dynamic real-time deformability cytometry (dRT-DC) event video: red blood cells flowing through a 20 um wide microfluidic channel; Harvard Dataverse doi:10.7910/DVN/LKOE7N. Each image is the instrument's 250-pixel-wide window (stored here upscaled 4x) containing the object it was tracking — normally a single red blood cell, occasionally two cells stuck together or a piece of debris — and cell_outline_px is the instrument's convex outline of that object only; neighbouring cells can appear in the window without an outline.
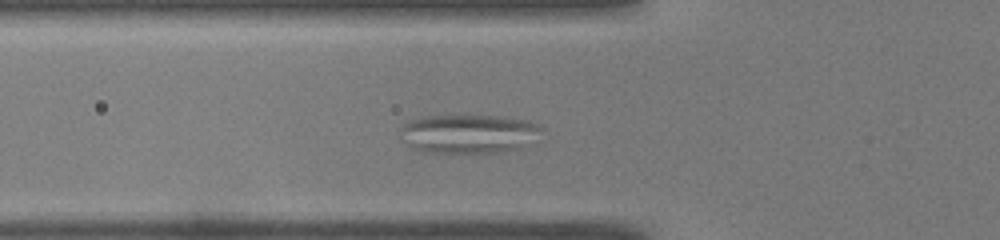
{"species": "common noctule bat (a hibernating species)", "species_latin": "Nyctalus noctula", "temperature_condition": "warm", "stored_images_in_passage": 47, "segment_of_instrument_passage": [1, 2], "camera_frame_rate_fps": 3000, "um_per_image_px": 0.085, "animal": {"sex": "male", "body_mass_g": 19.0, "forearm_length_mm": 50.8}, "frame": {"image": 1, "passage_image": 12, "time_ms": 3.667, "image_size_px": [1000, 240], "cell_outline_px": [[544, 128], [520, 148], [496, 152], [420, 152], [412, 148], [400, 140], [400, 128], [408, 120], [428, 116], [500, 116], [528, 120], [540, 124]], "centroid_in_image_um": [39.76, 11.36], "position_along_channel_um": 86.0, "area_um2": 31.91}}
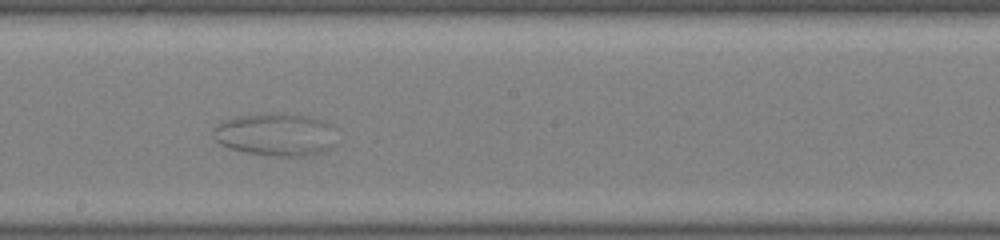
{"frame": {"image": 2, "passage_image": 23, "time_ms": 7.333, "image_size_px": [1000, 240], "cell_outline_px": [[336, 144], [332, 148], [320, 152], [304, 156], [272, 156], [244, 152], [228, 148], [220, 144], [212, 136], [212, 128], [216, 124], [224, 120], [236, 116], [264, 112], [284, 112], [308, 116], [320, 120], [328, 124]], "centroid_in_image_um": [23.35, 11.42], "position_along_channel_um": 224.9, "area_um2": 31.15}}
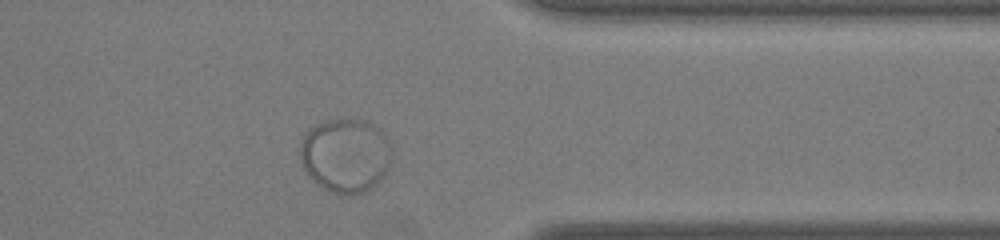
{"frame": {"image": 3, "passage_image": 36, "time_ms": 11.667, "image_size_px": [1000, 240], "cell_outline_px": [[392, 152], [388, 168], [384, 176], [372, 188], [348, 196], [332, 192], [316, 184], [308, 176], [300, 160], [300, 144], [308, 128], [324, 120], [364, 120], [380, 128], [384, 132], [392, 148]], "centroid_in_image_um": [29.37, 13.21], "position_along_channel_um": 382.0, "area_um2": 39.88}}